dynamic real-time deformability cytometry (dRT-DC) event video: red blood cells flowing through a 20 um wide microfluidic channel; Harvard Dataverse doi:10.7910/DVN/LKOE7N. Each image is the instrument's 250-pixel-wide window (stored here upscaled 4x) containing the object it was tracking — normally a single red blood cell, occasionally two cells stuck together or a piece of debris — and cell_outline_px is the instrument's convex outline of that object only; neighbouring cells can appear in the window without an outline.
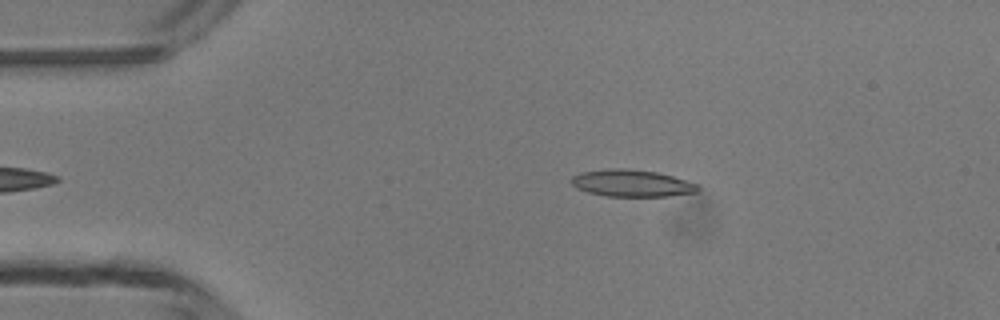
{"species": "common noctule bat (a hibernating species)", "species_latin": "Nyctalus noctula", "temperature_condition": "room temperature", "stored_images_in_passage": 35, "camera_frame_rate_fps": 3000, "um_per_image_px": 0.085, "animal": {"sex": "male", "body_mass_g": 13.3}, "frame": {"image": 1, "passage_image": 3, "time_ms": 0.667, "image_size_px": [1000, 320], "cell_outline_px": [[700, 188], [696, 192], [668, 196], [604, 196], [588, 192], [576, 188], [568, 180], [572, 176], [580, 172], [608, 168], [628, 168], [656, 172], [672, 176], [696, 184]], "centroid_in_image_um": [53.63, 15.56], "position_along_channel_um": 31.4, "area_um2": 19.94}}
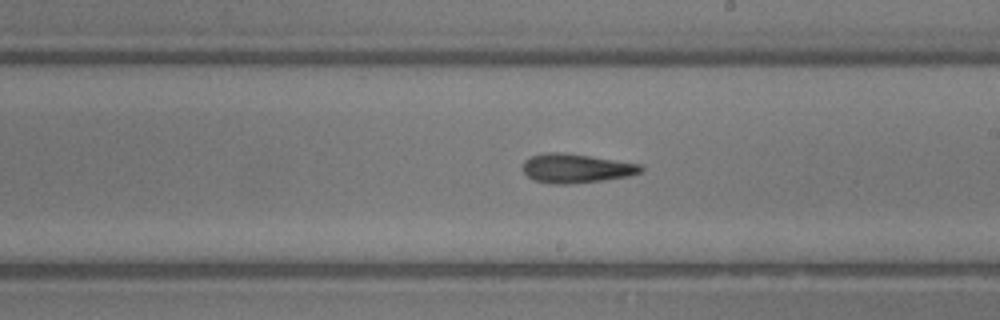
{"frame": {"image": 2, "passage_image": 21, "time_ms": 6.667, "image_size_px": [1000, 320], "cell_outline_px": [[644, 168], [640, 172], [628, 176], [604, 180], [572, 184], [548, 184], [532, 180], [524, 172], [524, 160], [532, 156], [548, 152], [564, 152], [640, 164]], "centroid_in_image_um": [48.95, 14.32], "position_along_channel_um": 240.1, "area_um2": 20.0}}
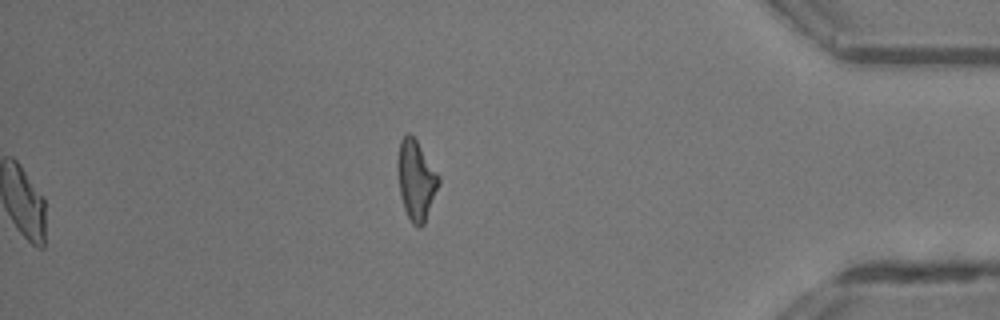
{"frame": {"image": 3, "passage_image": 35, "time_ms": 11.333, "image_size_px": [1000, 320], "cell_outline_px": [[440, 184], [424, 224], [420, 228], [416, 228], [412, 224], [404, 208], [400, 192], [396, 168], [396, 160], [400, 140], [408, 132], [416, 140], [440, 176]], "centroid_in_image_um": [35.36, 15.31], "position_along_channel_um": 399.8, "area_um2": 19.25}, "authors_computed_cell_mechanics": {"area_um2": 19.5942, "velocity_mm_per_s": 4.2966, "shape_relaxation_time_tau1_ms": 7.8817, "shape_relaxation_time_tau2_ms": 5.3357, "deformation_change_tau1": 0.265, "deformation_change_tau2": 0.1728}}